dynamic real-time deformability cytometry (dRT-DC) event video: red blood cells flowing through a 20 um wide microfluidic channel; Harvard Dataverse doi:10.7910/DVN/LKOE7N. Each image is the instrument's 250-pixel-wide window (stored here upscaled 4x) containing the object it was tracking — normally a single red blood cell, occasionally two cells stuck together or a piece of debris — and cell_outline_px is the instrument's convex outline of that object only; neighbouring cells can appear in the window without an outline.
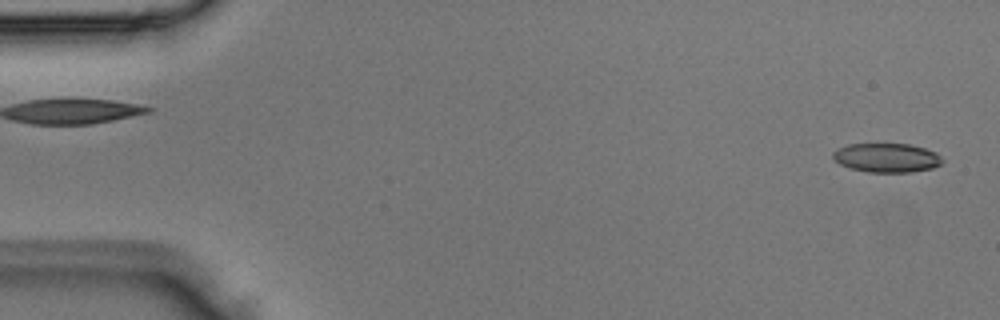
{"species": "Egyptian fruit bat (a non-hibernating species)", "species_latin": "Rousettus aegyptiacus", "temperature_condition": "room temperature", "stored_images_in_passage": 4, "camera_frame_rate_fps": 3000, "um_per_image_px": 0.085, "animal": {"sex": "male"}, "frame": {"image": 1, "passage_image": 1, "time_ms": 0.0, "image_size_px": [1000, 320], "cell_outline_px": [[944, 160], [940, 164], [932, 168], [912, 172], [868, 172], [852, 168], [840, 164], [832, 156], [832, 152], [836, 148], [848, 144], [912, 144], [936, 152]], "centroid_in_image_um": [75.37, 13.4], "position_along_channel_um": 9.6, "area_um2": 18.55}}